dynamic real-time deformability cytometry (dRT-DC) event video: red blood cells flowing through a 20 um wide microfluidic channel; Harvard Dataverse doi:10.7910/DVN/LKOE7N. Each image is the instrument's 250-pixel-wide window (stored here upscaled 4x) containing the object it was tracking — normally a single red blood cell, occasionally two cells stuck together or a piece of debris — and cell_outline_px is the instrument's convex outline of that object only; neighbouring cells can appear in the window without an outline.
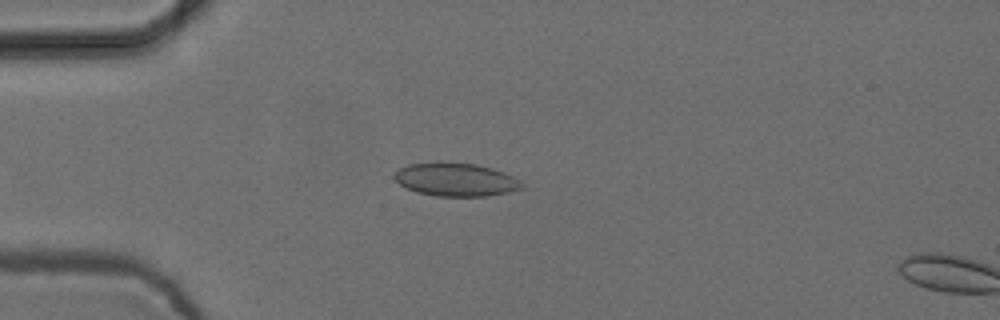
{"species": "common noctule bat (a hibernating species)", "species_latin": "Nyctalus noctula", "temperature_condition": "cold", "stored_images_in_passage": 17, "camera_frame_rate_fps": 3000, "um_per_image_px": 0.085, "animal": {"sex": "female", "body_mass_g": 24.6, "forearm_length_mm": 56.2}, "frame": {"image": 1, "passage_image": 15, "time_ms": 4.667, "image_size_px": [1000, 320], "cell_outline_px": [[524, 188], [508, 192], [488, 196], [436, 196], [416, 192], [400, 184], [392, 176], [400, 168], [408, 164], [476, 164], [492, 168], [504, 172], [512, 176], [524, 184]], "centroid_in_image_um": [38.78, 15.3], "position_along_channel_um": 46.2, "area_um2": 24.1}}